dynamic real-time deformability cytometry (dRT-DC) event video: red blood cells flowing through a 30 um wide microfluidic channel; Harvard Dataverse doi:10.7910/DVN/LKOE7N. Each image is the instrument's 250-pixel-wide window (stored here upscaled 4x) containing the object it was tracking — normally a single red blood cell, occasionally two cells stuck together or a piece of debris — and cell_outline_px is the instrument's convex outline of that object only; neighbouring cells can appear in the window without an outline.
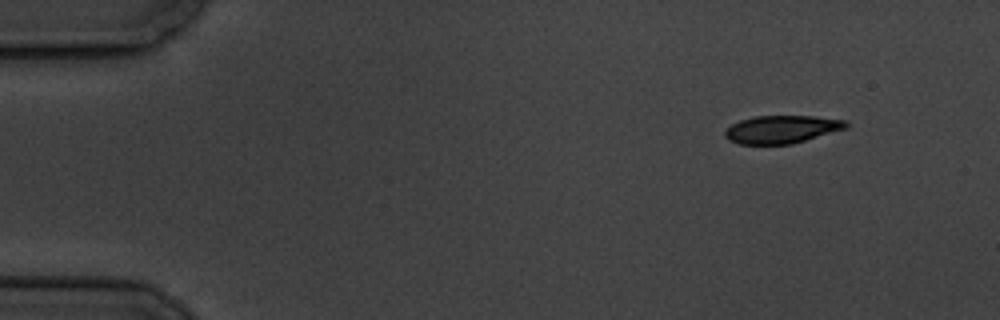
{"species": "common noctule bat (a hibernating species)", "species_latin": "Nyctalus noctula", "temperature_condition": "cold", "stored_images_in_passage": 3, "camera_frame_rate_fps": 3000, "um_per_image_px": 0.085, "animal": {"sex": "male", "body_mass_g": 19.5, "forearm_length_mm": 54.6}, "frame": {"image": 1, "passage_image": 1, "time_ms": 0.0, "image_size_px": [1000, 320], "cell_outline_px": [[848, 128], [792, 144], [740, 144], [728, 140], [724, 136], [724, 132], [732, 124], [740, 120], [756, 116], [812, 116], [848, 120]], "centroid_in_image_um": [66.47, 10.99], "position_along_channel_um": 18.5, "area_um2": 19.71}}
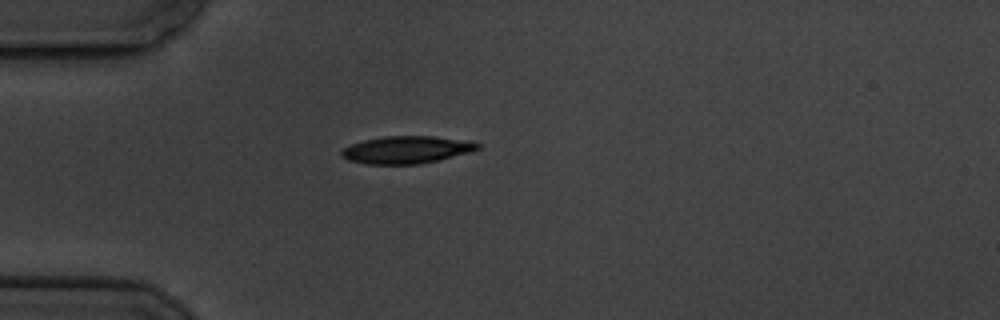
{"frame": {"image": 2, "passage_image": 3, "time_ms": 3.333, "image_size_px": [1000, 320], "cell_outline_px": [[480, 148], [472, 152], [420, 164], [368, 164], [348, 160], [340, 156], [340, 152], [344, 148], [352, 144], [364, 140], [384, 136], [432, 136], [480, 144]], "centroid_in_image_um": [34.5, 12.74], "position_along_channel_um": 50.5, "area_um2": 21.44}}